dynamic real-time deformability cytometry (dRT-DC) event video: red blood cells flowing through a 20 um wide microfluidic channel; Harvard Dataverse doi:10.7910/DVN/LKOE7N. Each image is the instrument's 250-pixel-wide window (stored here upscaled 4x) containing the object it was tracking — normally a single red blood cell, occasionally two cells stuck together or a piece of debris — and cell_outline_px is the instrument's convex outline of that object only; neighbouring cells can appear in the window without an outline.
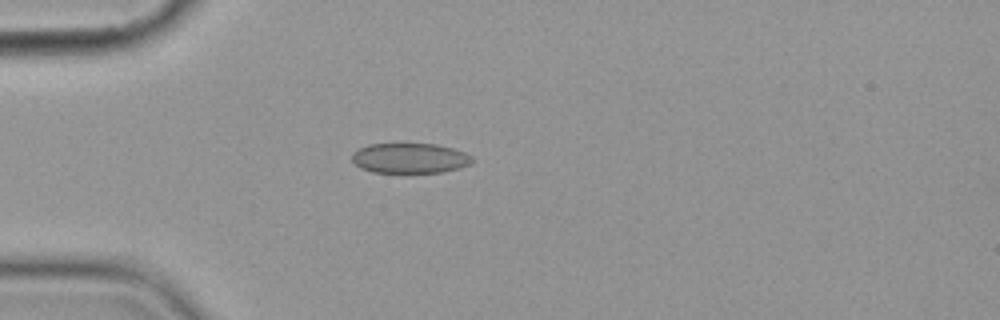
{"species": "common noctule bat (a hibernating species)", "species_latin": "Nyctalus noctula", "temperature_condition": "cold", "stored_images_in_passage": 5, "camera_frame_rate_fps": 3000, "um_per_image_px": 0.085, "animal": {"sex": "female", "body_mass_g": 19.9}, "frame": {"image": 1, "passage_image": 5, "time_ms": 4.667, "image_size_px": [1000, 320], "cell_outline_px": [[472, 160], [468, 164], [460, 168], [444, 172], [372, 172], [360, 168], [352, 160], [352, 152], [368, 144], [436, 144], [452, 148], [464, 152], [472, 156]], "centroid_in_image_um": [34.82, 13.44], "position_along_channel_um": 50.2, "area_um2": 20.98}}